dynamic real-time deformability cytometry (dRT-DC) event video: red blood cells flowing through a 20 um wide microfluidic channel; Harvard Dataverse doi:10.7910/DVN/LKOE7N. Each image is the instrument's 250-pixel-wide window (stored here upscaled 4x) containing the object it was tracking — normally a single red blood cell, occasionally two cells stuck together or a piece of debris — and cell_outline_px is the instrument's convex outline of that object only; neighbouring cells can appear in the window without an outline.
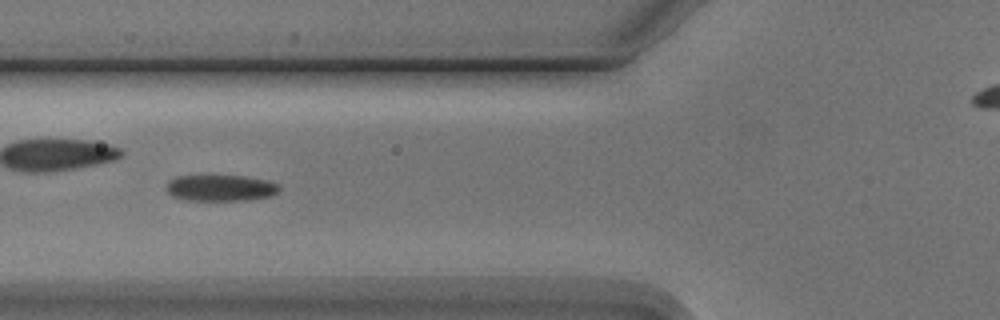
{"species": "Egyptian fruit bat (a non-hibernating species)", "species_latin": "Rousettus aegyptiacus", "temperature_condition": "cold", "stored_images_in_passage": 7, "camera_frame_rate_fps": 3000, "um_per_image_px": 0.085, "animal": {"sex": "male"}, "frame": {"image": 1, "passage_image": 6, "time_ms": 6.0, "image_size_px": [1000, 320], "cell_outline_px": [[280, 192], [272, 196], [248, 200], [188, 200], [172, 196], [164, 188], [168, 180], [176, 176], [244, 176], [268, 180], [280, 184]], "centroid_in_image_um": [18.78, 15.97], "position_along_channel_um": 107.0, "area_um2": 17.51}}
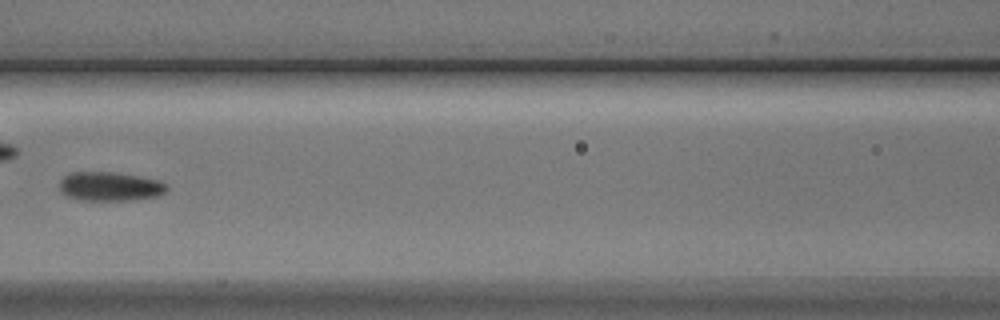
{"frame": {"image": 2, "passage_image": 7, "time_ms": 7.333, "image_size_px": [1000, 320], "cell_outline_px": [[168, 188], [164, 192], [156, 196], [132, 200], [80, 200], [64, 196], [60, 192], [60, 180], [64, 176], [72, 172], [112, 172], [160, 180], [168, 184]], "centroid_in_image_um": [9.32, 15.85], "position_along_channel_um": 157.3, "area_um2": 18.21}}